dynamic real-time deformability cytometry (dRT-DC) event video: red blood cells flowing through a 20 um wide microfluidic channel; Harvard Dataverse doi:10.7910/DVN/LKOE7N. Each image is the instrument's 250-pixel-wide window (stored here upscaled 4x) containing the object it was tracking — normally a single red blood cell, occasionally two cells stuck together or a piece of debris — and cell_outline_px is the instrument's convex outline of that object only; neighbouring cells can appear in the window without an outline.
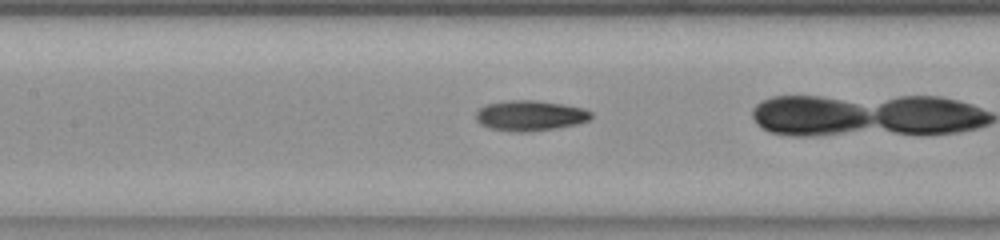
{"species": "common noctule bat (a hibernating species)", "species_latin": "Nyctalus noctula", "temperature_condition": "room temperature", "stored_images_in_passage": 31, "camera_frame_rate_fps": 3000, "um_per_image_px": 0.085, "animal": {"sex": "female", "body_mass_g": 23.0, "forearm_length_mm": 53.4}, "frame": {"image": 1, "passage_image": 14, "time_ms": 4.333, "image_size_px": [1000, 240], "cell_outline_px": [[592, 116], [588, 120], [576, 124], [552, 128], [520, 132], [492, 128], [480, 124], [476, 120], [476, 112], [484, 104], [504, 100], [536, 100], [564, 104], [584, 108], [592, 112]], "centroid_in_image_um": [45.04, 9.79], "position_along_channel_um": 162.4, "area_um2": 20.23}}
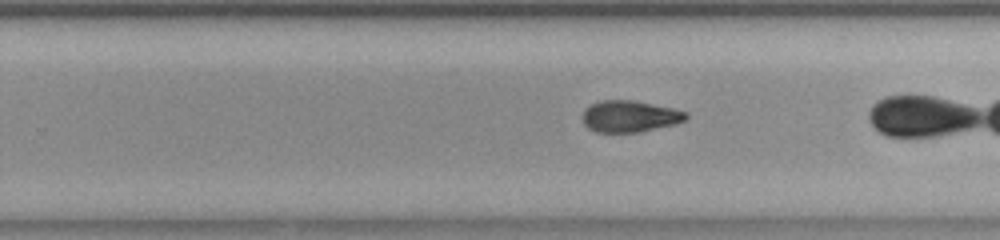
{"frame": {"image": 2, "passage_image": 23, "time_ms": 7.333, "image_size_px": [1000, 240], "cell_outline_px": [[688, 116], [684, 120], [672, 124], [636, 132], [596, 132], [588, 128], [584, 124], [584, 108], [600, 100], [636, 100], [672, 108], [688, 112]], "centroid_in_image_um": [53.5, 9.87], "position_along_channel_um": 276.3, "area_um2": 18.79}}
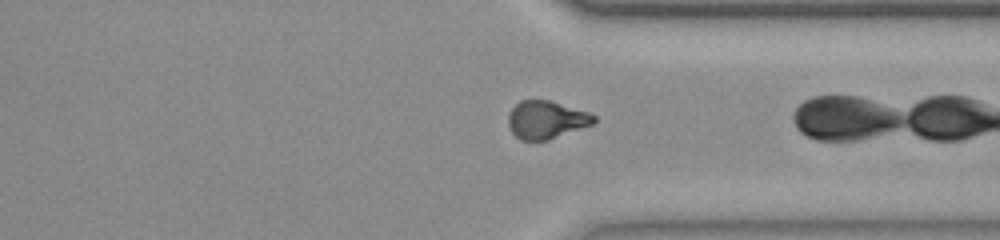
{"frame": {"image": 3, "passage_image": 30, "time_ms": 9.667, "image_size_px": [1000, 240], "cell_outline_px": [[596, 120], [592, 124], [548, 140], [520, 140], [512, 132], [508, 124], [508, 116], [512, 108], [520, 100], [548, 100], [588, 112], [596, 116]], "centroid_in_image_um": [46.41, 10.18], "position_along_channel_um": 365.0, "area_um2": 18.67}}